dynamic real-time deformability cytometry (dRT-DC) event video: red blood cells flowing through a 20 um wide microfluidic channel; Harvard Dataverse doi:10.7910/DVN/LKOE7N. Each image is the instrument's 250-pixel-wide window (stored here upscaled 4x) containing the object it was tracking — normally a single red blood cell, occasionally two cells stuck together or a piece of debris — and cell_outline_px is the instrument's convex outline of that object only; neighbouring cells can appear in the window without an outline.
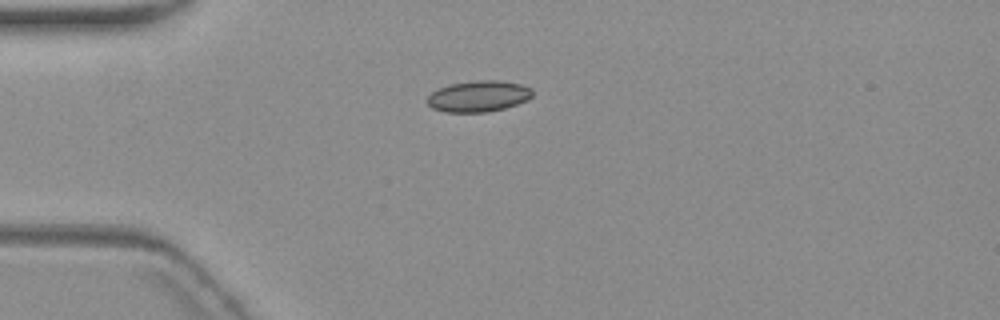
{"species": "common noctule bat (a hibernating species)", "species_latin": "Nyctalus noctula", "temperature_condition": "warm", "stored_images_in_passage": 5, "camera_frame_rate_fps": 3000, "um_per_image_px": 0.085, "animal": {"sex": "female", "body_mass_g": 19.3, "forearm_length_mm": 54.1}, "frame": {"image": 1, "passage_image": 1, "time_ms": 0.0, "image_size_px": [1000, 320], "cell_outline_px": [[532, 96], [528, 100], [504, 108], [488, 112], [444, 112], [432, 108], [428, 104], [428, 96], [432, 92], [448, 84], [476, 80], [496, 80], [520, 84], [532, 88]], "centroid_in_image_um": [40.67, 8.18], "position_along_channel_um": 44.3, "area_um2": 19.07}}
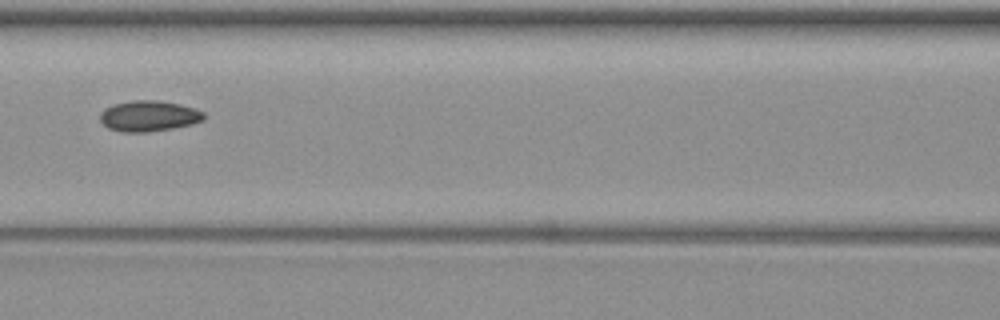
{"frame": {"image": 2, "passage_image": 4, "time_ms": 3.667, "image_size_px": [1000, 320], "cell_outline_px": [[204, 120], [192, 124], [172, 128], [148, 132], [120, 132], [108, 128], [100, 120], [100, 112], [104, 108], [112, 104], [132, 100], [156, 100], [180, 104], [196, 108], [204, 112]], "centroid_in_image_um": [12.64, 9.85], "position_along_channel_um": 154.0, "area_um2": 18.79}}
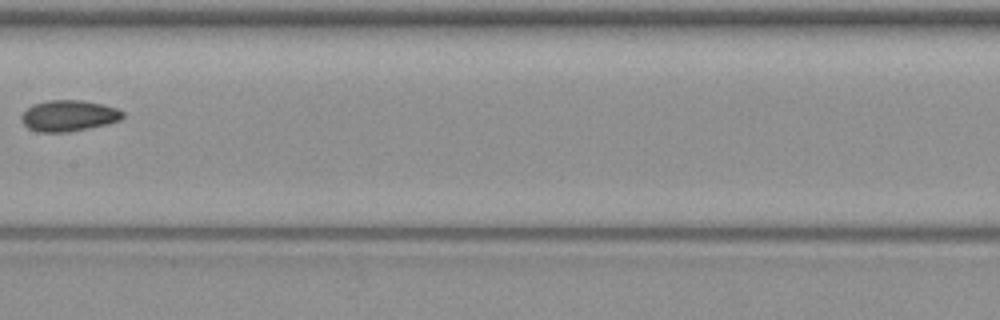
{"frame": {"image": 3, "passage_image": 5, "time_ms": 5.0, "image_size_px": [1000, 320], "cell_outline_px": [[124, 116], [120, 120], [108, 124], [68, 132], [40, 132], [28, 128], [24, 124], [20, 116], [32, 104], [48, 100], [84, 100], [116, 108], [124, 112]], "centroid_in_image_um": [5.84, 9.83], "position_along_channel_um": 201.6, "area_um2": 18.32}}